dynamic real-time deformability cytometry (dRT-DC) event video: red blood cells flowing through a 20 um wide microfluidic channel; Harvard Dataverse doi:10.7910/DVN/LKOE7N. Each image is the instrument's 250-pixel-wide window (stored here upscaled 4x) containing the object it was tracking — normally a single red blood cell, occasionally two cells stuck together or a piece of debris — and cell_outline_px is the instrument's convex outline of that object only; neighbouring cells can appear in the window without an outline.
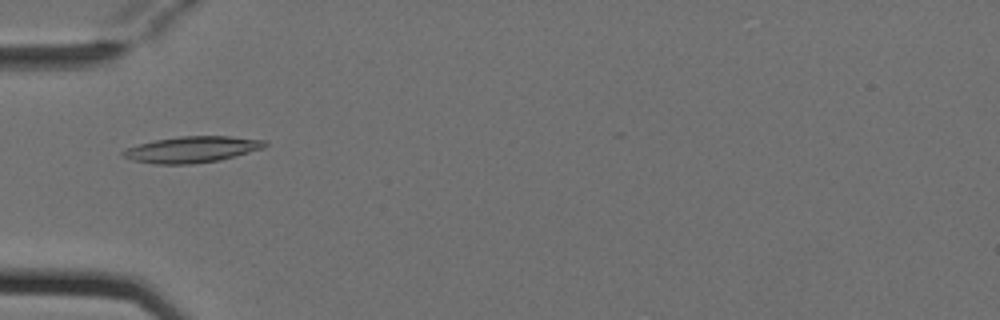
{"species": "Egyptian fruit bat (a non-hibernating species)", "species_latin": "Rousettus aegyptiacus", "temperature_condition": "cold", "stored_images_in_passage": 8, "camera_frame_rate_fps": 3000, "um_per_image_px": 0.085, "animal": {"sex": "female"}, "frame": {"image": 1, "passage_image": 5, "time_ms": 1.333, "image_size_px": [1000, 320], "cell_outline_px": [[268, 144], [264, 148], [236, 156], [220, 160], [192, 164], [156, 164], [132, 160], [124, 156], [120, 152], [124, 148], [156, 140], [180, 136], [228, 136], [268, 140]], "centroid_in_image_um": [16.35, 12.7], "position_along_channel_um": 68.7, "area_um2": 21.73}}
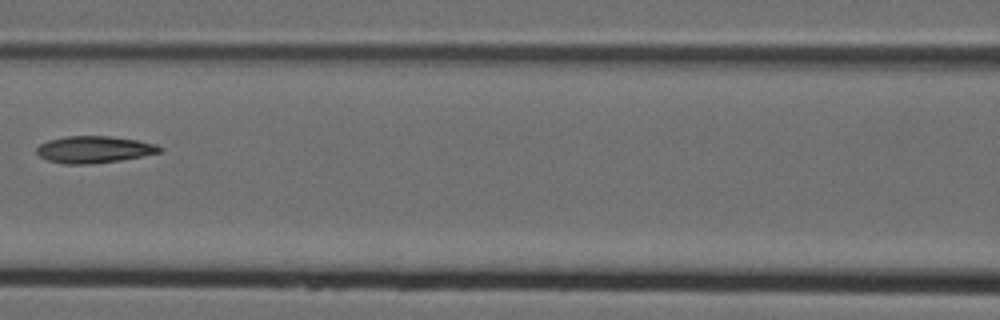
{"frame": {"image": 2, "passage_image": 7, "time_ms": 2.0, "image_size_px": [1000, 320], "cell_outline_px": [[164, 148], [160, 152], [120, 160], [92, 164], [64, 164], [48, 160], [40, 156], [36, 152], [36, 148], [40, 144], [48, 140], [64, 136], [108, 136], [136, 140], [156, 144]], "centroid_in_image_um": [7.97, 12.7], "position_along_channel_um": 158.6, "area_um2": 19.19}}
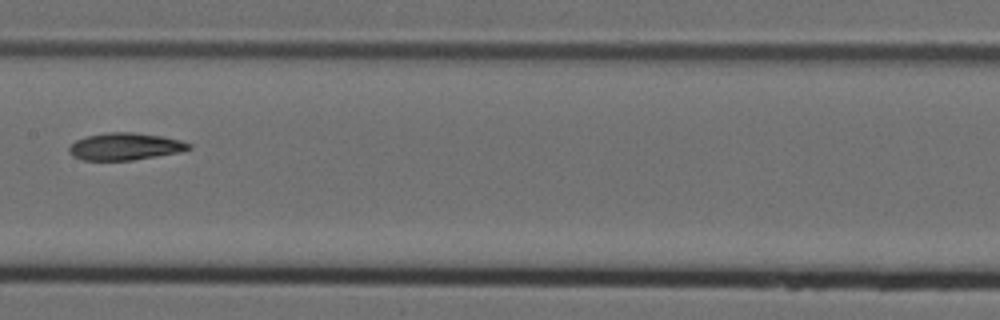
{"frame": {"image": 3, "passage_image": 8, "time_ms": 2.333, "image_size_px": [1000, 320], "cell_outline_px": [[192, 148], [180, 152], [132, 160], [84, 160], [72, 156], [68, 152], [68, 148], [76, 140], [84, 136], [104, 132], [132, 132], [164, 136], [180, 140], [192, 144]], "centroid_in_image_um": [10.62, 12.44], "position_along_channel_um": 196.8, "area_um2": 19.13}}